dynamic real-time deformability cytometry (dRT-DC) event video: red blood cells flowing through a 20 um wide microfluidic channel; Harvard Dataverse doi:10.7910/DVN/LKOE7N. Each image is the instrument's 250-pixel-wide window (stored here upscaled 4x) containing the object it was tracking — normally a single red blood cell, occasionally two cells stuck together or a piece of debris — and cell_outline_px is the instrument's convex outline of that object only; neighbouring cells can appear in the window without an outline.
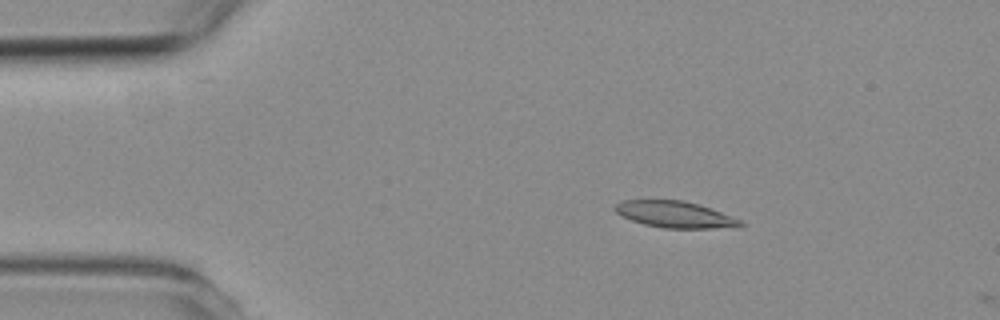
{"species": "common noctule bat (a hibernating species)", "species_latin": "Nyctalus noctula", "temperature_condition": "room temperature", "stored_images_in_passage": 3, "camera_frame_rate_fps": 3000, "um_per_image_px": 0.085, "animal": {"sex": "female", "body_mass_g": 19.3, "forearm_length_mm": 54.1}, "frame": {"image": 1, "passage_image": 2, "time_ms": 1.333, "image_size_px": [1000, 320], "cell_outline_px": [[748, 224], [740, 228], [664, 228], [644, 224], [620, 216], [612, 208], [620, 200], [684, 200], [720, 212], [740, 220]], "centroid_in_image_um": [57.37, 18.24], "position_along_channel_um": 27.6, "area_um2": 19.42}}